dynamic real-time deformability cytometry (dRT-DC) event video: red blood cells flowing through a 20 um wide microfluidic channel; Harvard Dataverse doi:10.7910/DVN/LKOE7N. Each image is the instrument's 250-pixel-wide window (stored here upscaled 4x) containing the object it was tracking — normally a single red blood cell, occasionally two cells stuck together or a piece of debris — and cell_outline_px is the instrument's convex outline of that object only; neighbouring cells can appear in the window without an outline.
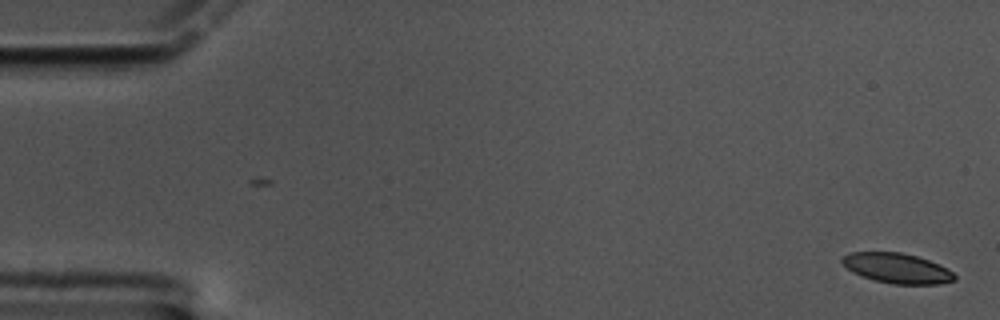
{"species": "common noctule bat (a hibernating species)", "species_latin": "Nyctalus noctula", "temperature_condition": "cold", "stored_images_in_passage": 61, "segment_of_instrument_passage": [1, 2], "camera_frame_rate_fps": 3000, "um_per_image_px": 0.085, "animal": {"sex": "male", "body_mass_g": 17.5, "forearm_length_mm": 52.3}, "frame": {"image": 1, "passage_image": 1, "time_ms": 0.0, "image_size_px": [1000, 320], "cell_outline_px": [[956, 280], [940, 284], [892, 284], [872, 280], [852, 272], [840, 260], [844, 256], [852, 252], [900, 252], [916, 256], [940, 264], [948, 268], [956, 276]], "centroid_in_image_um": [76.28, 22.81], "position_along_channel_um": 8.7, "area_um2": 19.71}}
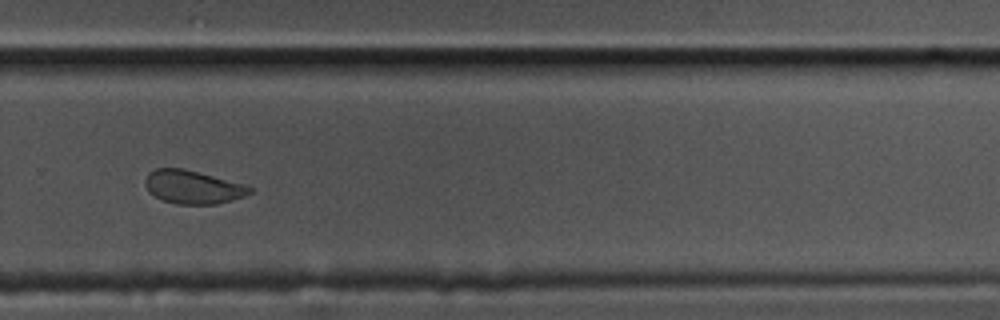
{"frame": {"image": 2, "passage_image": 41, "time_ms": 13.333, "image_size_px": [1000, 320], "cell_outline_px": [[252, 192], [244, 196], [232, 200], [216, 204], [176, 204], [164, 200], [148, 192], [144, 184], [144, 180], [148, 172], [156, 168], [184, 168], [244, 184], [252, 188]], "centroid_in_image_um": [16.36, 15.89], "position_along_channel_um": 313.4, "area_um2": 20.35}}
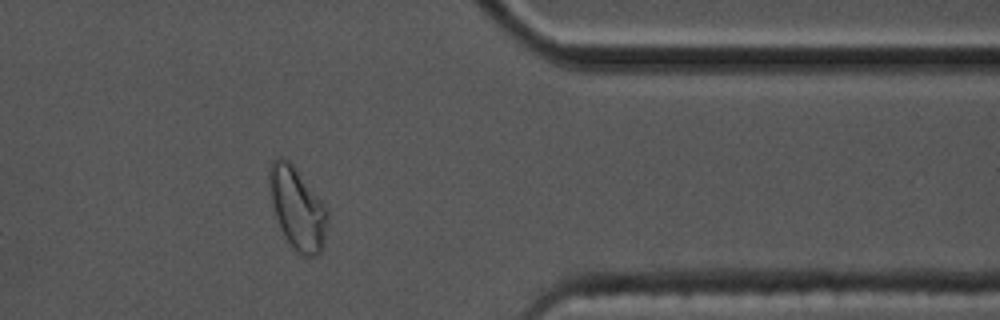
{"frame": {"image": 3, "passage_image": 49, "time_ms": 16.0, "image_size_px": [1000, 320], "cell_outline_px": [[328, 216], [324, 244], [320, 252], [316, 256], [304, 256], [296, 252], [284, 236], [280, 228], [272, 204], [268, 176], [268, 168], [272, 160], [276, 156], [280, 156], [288, 160], [292, 164], [324, 204], [328, 212]], "centroid_in_image_um": [25.26, 17.71], "position_along_channel_um": 386.1, "area_um2": 27.69}}